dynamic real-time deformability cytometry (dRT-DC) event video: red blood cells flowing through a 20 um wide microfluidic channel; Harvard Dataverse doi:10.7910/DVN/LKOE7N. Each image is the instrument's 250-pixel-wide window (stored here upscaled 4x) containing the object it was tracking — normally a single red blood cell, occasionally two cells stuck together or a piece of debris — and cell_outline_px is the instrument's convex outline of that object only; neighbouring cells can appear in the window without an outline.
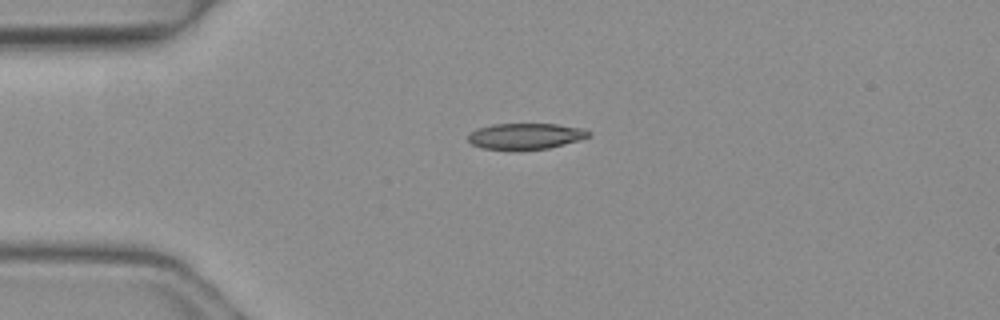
{"species": "common noctule bat (a hibernating species)", "species_latin": "Nyctalus noctula", "temperature_condition": "warm", "stored_images_in_passage": 4, "camera_frame_rate_fps": 3000, "um_per_image_px": 0.085, "animal": {"sex": "female", "body_mass_g": 19.3, "forearm_length_mm": 54.1}, "frame": {"image": 1, "passage_image": 3, "time_ms": 0.667, "image_size_px": [1000, 320], "cell_outline_px": [[592, 136], [580, 140], [548, 148], [484, 148], [472, 144], [468, 140], [468, 136], [476, 128], [492, 124], [556, 124], [584, 128], [592, 132]], "centroid_in_image_um": [44.74, 11.54], "position_along_channel_um": 40.3, "area_um2": 17.92}}